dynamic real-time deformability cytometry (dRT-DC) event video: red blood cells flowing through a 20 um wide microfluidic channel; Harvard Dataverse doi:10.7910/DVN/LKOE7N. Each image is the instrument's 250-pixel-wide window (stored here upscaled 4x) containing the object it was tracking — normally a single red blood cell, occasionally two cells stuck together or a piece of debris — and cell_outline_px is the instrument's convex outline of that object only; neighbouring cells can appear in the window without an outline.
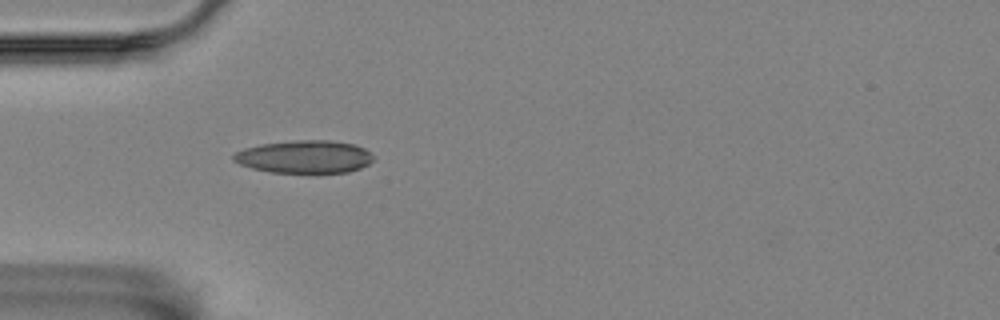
{"species": "Egyptian fruit bat (a non-hibernating species)", "species_latin": "Rousettus aegyptiacus", "temperature_condition": "room temperature", "stored_images_in_passage": 1, "camera_frame_rate_fps": 3000, "um_per_image_px": 0.085, "animal": {"sex": "female"}, "frame": {"image": 1, "passage_image": 1, "time_ms": 0.0, "image_size_px": [1000, 320], "cell_outline_px": [[372, 160], [368, 164], [360, 168], [348, 172], [272, 172], [252, 168], [240, 164], [232, 160], [232, 156], [236, 152], [244, 148], [260, 144], [296, 140], [328, 140], [352, 144], [364, 148], [372, 156]], "centroid_in_image_um": [25.84, 13.32], "position_along_channel_um": 59.2, "area_um2": 26.41}}